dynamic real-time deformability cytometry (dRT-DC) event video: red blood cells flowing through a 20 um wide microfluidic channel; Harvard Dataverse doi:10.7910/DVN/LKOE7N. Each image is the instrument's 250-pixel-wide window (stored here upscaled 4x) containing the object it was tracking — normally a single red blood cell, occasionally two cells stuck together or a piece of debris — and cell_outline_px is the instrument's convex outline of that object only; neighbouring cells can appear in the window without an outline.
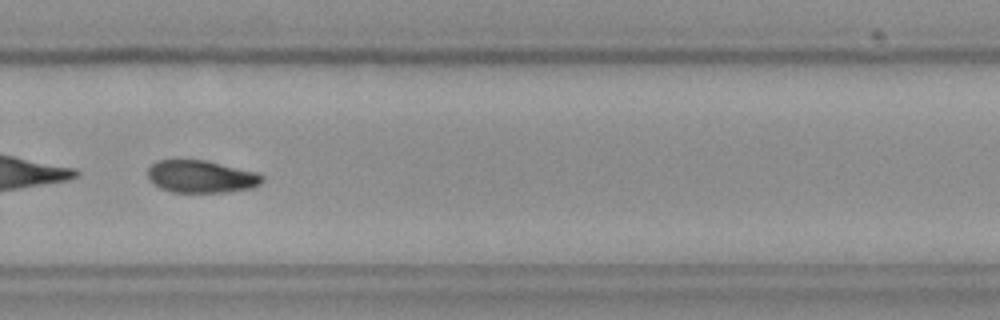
{"species": "Egyptian fruit bat (a non-hibernating species)", "species_latin": "Rousettus aegyptiacus", "temperature_condition": "cold", "stored_images_in_passage": 56, "camera_frame_rate_fps": 3000, "um_per_image_px": 0.085, "frame": {"image": 1, "passage_image": 40, "time_ms": 13.0, "image_size_px": [1000, 320], "cell_outline_px": [[264, 180], [260, 184], [252, 188], [224, 192], [172, 192], [160, 188], [148, 176], [148, 168], [152, 164], [160, 160], [204, 160], [256, 172], [264, 176]], "centroid_in_image_um": [17.12, 15.01], "position_along_channel_um": 312.7, "area_um2": 21.39}}